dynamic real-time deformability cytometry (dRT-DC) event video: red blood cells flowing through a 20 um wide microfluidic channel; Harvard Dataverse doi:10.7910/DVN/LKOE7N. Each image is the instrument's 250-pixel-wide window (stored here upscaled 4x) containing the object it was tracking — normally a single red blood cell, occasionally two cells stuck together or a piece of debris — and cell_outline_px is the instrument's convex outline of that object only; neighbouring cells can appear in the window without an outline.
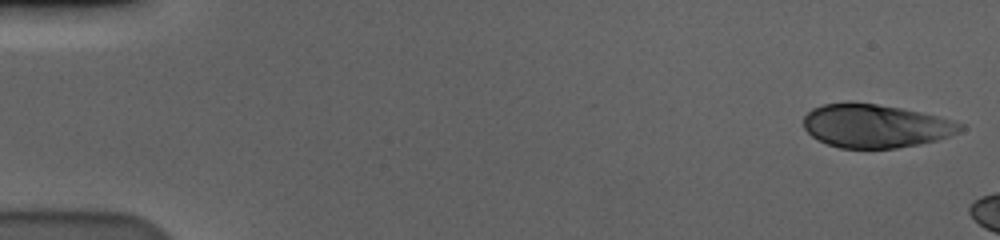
{"species": "human", "species_latin": "Homo sapiens", "temperature_condition": "cold", "stored_images_in_passage": 12, "camera_frame_rate_fps": 3000, "um_per_image_px": 0.085, "donor": {"sex": "male"}, "frame": {"image": 1, "passage_image": 1, "time_ms": 0.0, "image_size_px": [1000, 240], "cell_outline_px": [[964, 128], [960, 132], [936, 140], [896, 148], [840, 148], [828, 144], [812, 136], [804, 128], [804, 116], [812, 108], [824, 104], [876, 104], [900, 108], [920, 112], [936, 116], [964, 124]], "centroid_in_image_um": [74.42, 10.72], "position_along_channel_um": 10.6, "area_um2": 38.84}}